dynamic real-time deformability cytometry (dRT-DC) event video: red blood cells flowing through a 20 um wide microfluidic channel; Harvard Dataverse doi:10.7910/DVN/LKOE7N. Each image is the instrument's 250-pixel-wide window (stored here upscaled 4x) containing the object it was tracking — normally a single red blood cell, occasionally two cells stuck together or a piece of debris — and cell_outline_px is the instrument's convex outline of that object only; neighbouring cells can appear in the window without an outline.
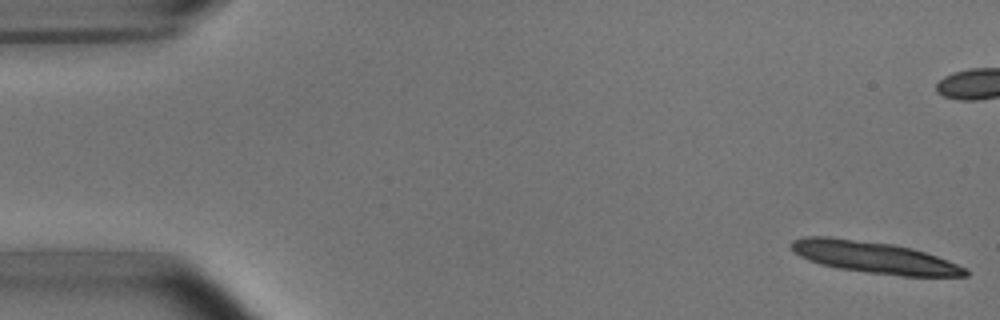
{"species": "common noctule bat (a hibernating species)", "species_latin": "Nyctalus noctula", "temperature_condition": "room temperature", "stored_images_in_passage": 11, "camera_frame_rate_fps": 3000, "um_per_image_px": 0.085, "animal": {"sex": "male", "body_mass_g": 15.6}, "frame": {"image": 1, "passage_image": 1, "time_ms": 0.0, "image_size_px": [1000, 320], "cell_outline_px": [[968, 276], [900, 276], [836, 268], [820, 264], [808, 260], [792, 252], [788, 244], [792, 240], [804, 236], [832, 236], [892, 244], [912, 248], [948, 260], [968, 268]], "centroid_in_image_um": [74.25, 21.86], "position_along_channel_um": 10.8, "area_um2": 32.43}}